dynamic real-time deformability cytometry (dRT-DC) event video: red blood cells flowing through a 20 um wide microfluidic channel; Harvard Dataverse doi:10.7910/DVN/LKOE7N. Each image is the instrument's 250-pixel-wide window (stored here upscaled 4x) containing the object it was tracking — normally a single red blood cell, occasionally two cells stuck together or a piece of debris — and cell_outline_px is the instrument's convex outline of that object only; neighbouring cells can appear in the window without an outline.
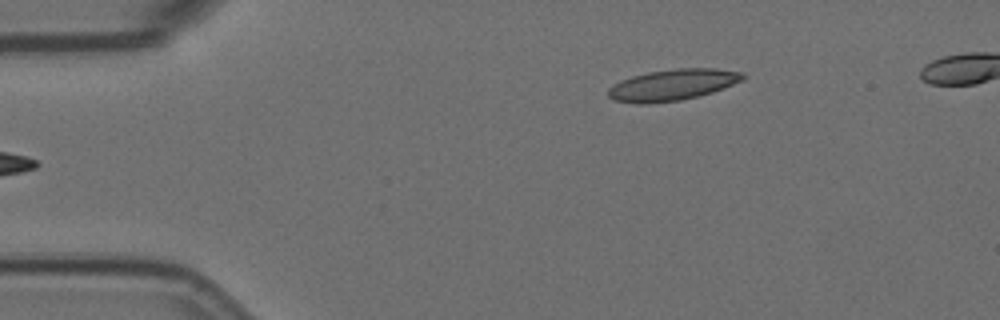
{"species": "Egyptian fruit bat (a non-hibernating species)", "species_latin": "Rousettus aegyptiacus", "temperature_condition": "room temperature", "stored_images_in_passage": 6, "camera_frame_rate_fps": 3000, "um_per_image_px": 0.085, "animal": {"sex": "female"}, "frame": {"image": 1, "passage_image": 6, "time_ms": 1.667, "image_size_px": [1000, 320], "cell_outline_px": [[748, 76], [744, 80], [712, 92], [680, 100], [644, 104], [636, 104], [612, 100], [608, 96], [608, 88], [612, 84], [620, 80], [632, 76], [648, 72], [676, 68], [716, 68], [744, 72]], "centroid_in_image_um": [57.16, 7.2], "position_along_channel_um": 27.8, "area_um2": 24.74}}